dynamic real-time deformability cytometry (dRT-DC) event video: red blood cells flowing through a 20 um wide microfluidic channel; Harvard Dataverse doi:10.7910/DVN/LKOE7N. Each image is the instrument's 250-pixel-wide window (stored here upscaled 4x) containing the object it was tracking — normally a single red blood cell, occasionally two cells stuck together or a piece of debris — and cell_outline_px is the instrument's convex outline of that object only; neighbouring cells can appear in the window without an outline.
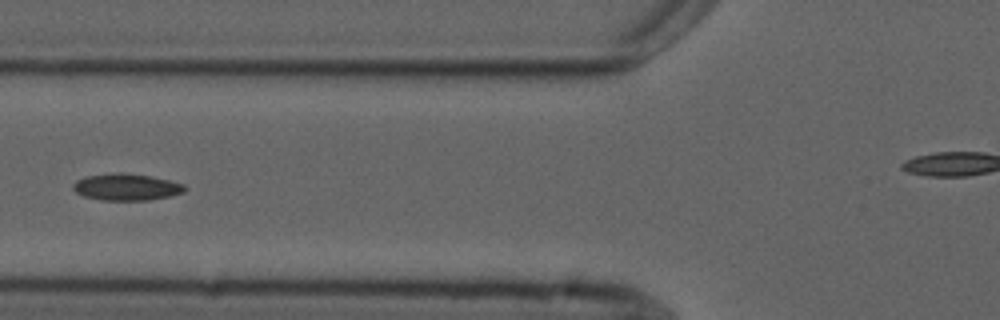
{"species": "common noctule bat (a hibernating species)", "species_latin": "Nyctalus noctula", "temperature_condition": "cold", "stored_images_in_passage": 5, "camera_frame_rate_fps": 3000, "um_per_image_px": 0.085, "animal": {"sex": "male", "forearm_length_mm": 52.5}, "frame": {"image": 1, "passage_image": 5, "time_ms": 4.667, "image_size_px": [1000, 320], "cell_outline_px": [[188, 188], [184, 192], [168, 196], [148, 200], [100, 200], [84, 196], [76, 192], [72, 188], [72, 184], [76, 180], [88, 176], [116, 172], [120, 172], [148, 176], [168, 180], [184, 184]], "centroid_in_image_um": [10.73, 15.9], "position_along_channel_um": 115.1, "area_um2": 17.28}}